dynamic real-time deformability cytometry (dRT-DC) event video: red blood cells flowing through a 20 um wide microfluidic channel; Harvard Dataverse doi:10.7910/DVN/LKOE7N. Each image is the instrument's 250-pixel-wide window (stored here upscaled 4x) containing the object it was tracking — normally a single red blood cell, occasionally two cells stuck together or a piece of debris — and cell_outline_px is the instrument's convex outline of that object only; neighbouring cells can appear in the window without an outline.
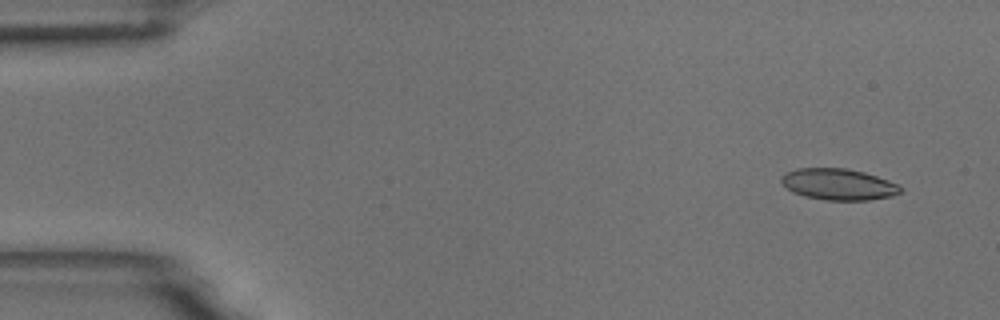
{"species": "common noctule bat (a hibernating species)", "species_latin": "Nyctalus noctula", "temperature_condition": "room temperature", "stored_images_in_passage": 6, "camera_frame_rate_fps": 3000, "um_per_image_px": 0.085, "animal": {"sex": "male", "body_mass_g": 18.8}, "frame": {"image": 1, "passage_image": 2, "time_ms": 0.333, "image_size_px": [1000, 320], "cell_outline_px": [[904, 188], [900, 192], [892, 196], [868, 200], [824, 200], [804, 196], [792, 192], [780, 180], [788, 172], [796, 168], [848, 168], [864, 172], [888, 180]], "centroid_in_image_um": [71.29, 15.67], "position_along_channel_um": 13.7, "area_um2": 21.62}}
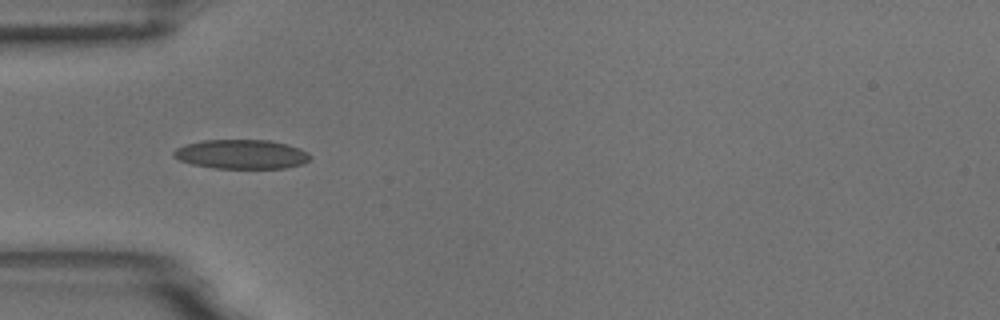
{"frame": {"image": 2, "passage_image": 5, "time_ms": 1.333, "image_size_px": [1000, 320], "cell_outline_px": [[312, 160], [304, 164], [284, 168], [212, 168], [192, 164], [180, 160], [172, 156], [172, 152], [176, 148], [184, 144], [204, 140], [268, 140], [300, 148], [308, 152], [312, 156]], "centroid_in_image_um": [20.53, 13.11], "position_along_channel_um": 64.5, "area_um2": 23.47}}